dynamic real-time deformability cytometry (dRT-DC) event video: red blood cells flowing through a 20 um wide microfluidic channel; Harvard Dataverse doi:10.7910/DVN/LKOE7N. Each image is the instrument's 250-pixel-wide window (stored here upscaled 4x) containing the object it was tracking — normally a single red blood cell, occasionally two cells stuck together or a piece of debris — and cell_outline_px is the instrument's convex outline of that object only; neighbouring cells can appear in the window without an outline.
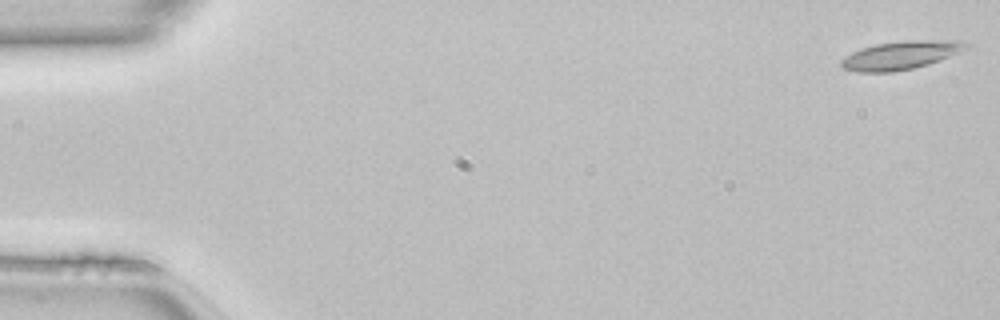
{"species": "common noctule bat (a hibernating species)", "species_latin": "Nyctalus noctula", "temperature_condition": "room temperature", "stored_images_in_passage": 8, "camera_frame_rate_fps": 3000, "um_per_image_px": 0.085, "animal": {"sex": "female", "body_mass_g": 22.7, "forearm_length_mm": 54.2}, "frame": {"image": 1, "passage_image": 1, "time_ms": 0.0, "image_size_px": [1000, 320], "cell_outline_px": [[968, 48], [928, 64], [912, 68], [892, 72], [856, 72], [844, 68], [840, 64], [840, 60], [852, 52], [876, 44], [904, 40], [960, 40], [968, 44]], "centroid_in_image_um": [76.55, 4.69], "position_along_channel_um": 8.5, "area_um2": 20.35}}